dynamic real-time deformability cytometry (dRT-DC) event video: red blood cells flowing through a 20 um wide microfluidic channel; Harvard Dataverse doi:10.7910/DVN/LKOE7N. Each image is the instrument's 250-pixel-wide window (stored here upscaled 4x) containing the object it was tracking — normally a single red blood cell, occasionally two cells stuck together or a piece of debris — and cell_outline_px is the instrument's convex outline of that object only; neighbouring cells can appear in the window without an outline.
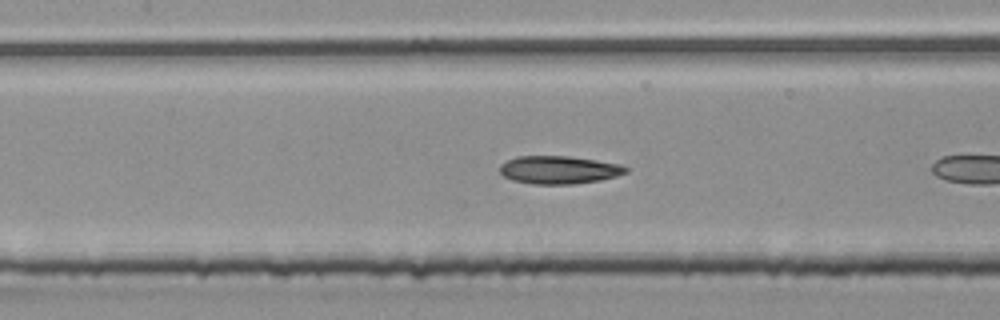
{"species": "common noctule bat (a hibernating species)", "species_latin": "Nyctalus noctula", "temperature_condition": "room temperature", "stored_images_in_passage": 9, "camera_frame_rate_fps": 3000, "um_per_image_px": 0.085, "animal": {"sex": "male", "body_mass_g": 20.4}, "frame": {"image": 1, "passage_image": 8, "time_ms": 2.333, "image_size_px": [1000, 320], "cell_outline_px": [[628, 172], [616, 176], [600, 180], [572, 184], [532, 184], [512, 180], [504, 176], [500, 172], [500, 164], [516, 156], [568, 156], [596, 160], [620, 164], [628, 168]], "centroid_in_image_um": [47.5, 14.44], "position_along_channel_um": 159.9, "area_um2": 20.52}}